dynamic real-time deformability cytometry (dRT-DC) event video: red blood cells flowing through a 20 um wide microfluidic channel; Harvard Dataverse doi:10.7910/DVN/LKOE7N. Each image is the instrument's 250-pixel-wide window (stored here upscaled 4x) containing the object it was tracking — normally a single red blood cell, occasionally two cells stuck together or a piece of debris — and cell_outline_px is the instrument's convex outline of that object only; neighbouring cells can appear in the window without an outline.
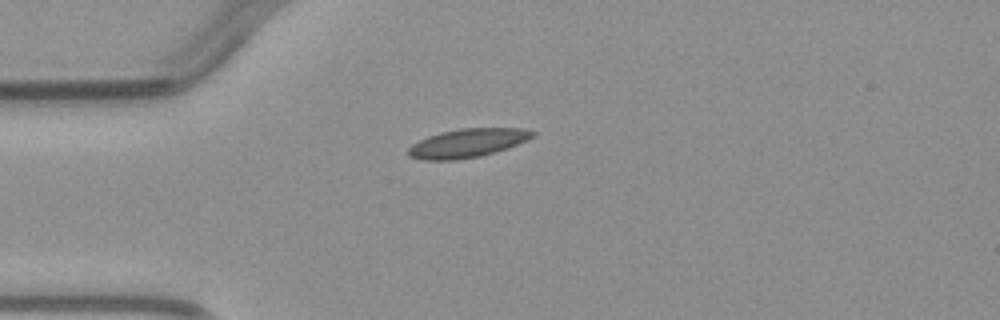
{"species": "common noctule bat (a hibernating species)", "species_latin": "Nyctalus noctula", "temperature_condition": "warm", "stored_images_in_passage": 1, "camera_frame_rate_fps": 3000, "um_per_image_px": 0.085, "animal": {"sex": "male", "body_mass_g": 23.1, "forearm_length_mm": 52.7}, "frame": {"image": 1, "passage_image": 1, "time_ms": 0.0, "image_size_px": [1000, 320], "cell_outline_px": [[536, 136], [528, 140], [508, 148], [480, 156], [452, 160], [424, 160], [408, 156], [408, 148], [412, 144], [428, 136], [440, 132], [460, 128], [520, 128], [536, 132]], "centroid_in_image_um": [39.75, 12.15], "position_along_channel_um": 45.2, "area_um2": 20.81}}